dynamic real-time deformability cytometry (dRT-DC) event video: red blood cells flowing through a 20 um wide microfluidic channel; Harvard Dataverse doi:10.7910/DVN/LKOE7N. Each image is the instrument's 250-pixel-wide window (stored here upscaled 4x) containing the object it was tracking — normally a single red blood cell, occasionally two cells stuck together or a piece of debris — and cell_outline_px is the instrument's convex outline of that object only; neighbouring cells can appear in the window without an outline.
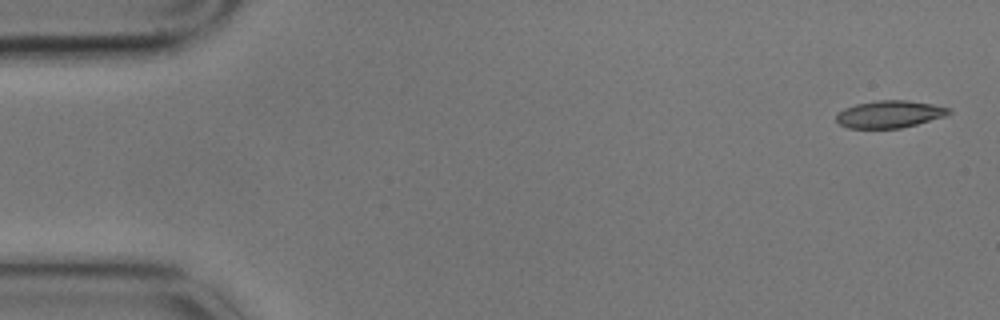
{"species": "common noctule bat (a hibernating species)", "species_latin": "Nyctalus noctula", "temperature_condition": "cold", "stored_images_in_passage": 4, "camera_frame_rate_fps": 3000, "um_per_image_px": 0.085, "animal": {"sex": "male", "body_mass_g": 17.9}, "frame": {"image": 1, "passage_image": 1, "time_ms": 0.0, "image_size_px": [1000, 320], "cell_outline_px": [[952, 112], [944, 116], [916, 124], [900, 128], [848, 128], [840, 124], [836, 120], [836, 112], [844, 108], [856, 104], [876, 100], [908, 100], [932, 104], [952, 108]], "centroid_in_image_um": [75.59, 9.69], "position_along_channel_um": 9.4, "area_um2": 17.92}}
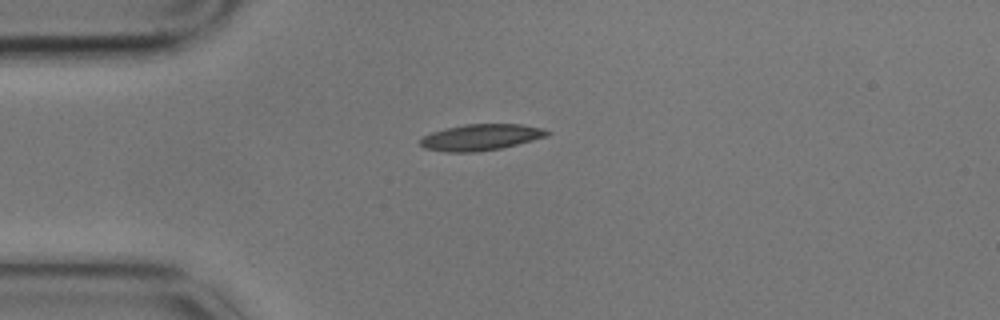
{"frame": {"image": 2, "passage_image": 4, "time_ms": 1.0, "image_size_px": [1000, 320], "cell_outline_px": [[552, 132], [548, 136], [500, 148], [476, 152], [444, 152], [424, 148], [420, 144], [420, 140], [424, 136], [432, 132], [444, 128], [464, 124], [520, 124], [544, 128]], "centroid_in_image_um": [40.87, 11.66], "position_along_channel_um": 44.1, "area_um2": 19.42}}